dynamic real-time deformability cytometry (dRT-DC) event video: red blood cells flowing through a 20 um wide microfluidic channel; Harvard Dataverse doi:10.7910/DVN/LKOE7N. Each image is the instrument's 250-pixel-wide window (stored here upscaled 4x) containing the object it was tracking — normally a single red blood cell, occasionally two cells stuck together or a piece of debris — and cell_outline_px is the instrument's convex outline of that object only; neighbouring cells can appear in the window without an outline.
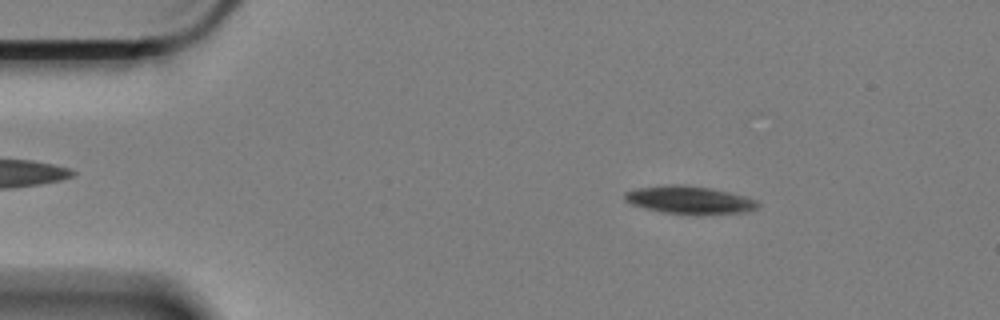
{"species": "Egyptian fruit bat (a non-hibernating species)", "species_latin": "Rousettus aegyptiacus", "temperature_condition": "cold", "stored_images_in_passage": 58, "camera_frame_rate_fps": 3000, "um_per_image_px": 0.085, "animal": {"sex": "female"}, "frame": {"image": 1, "passage_image": 7, "time_ms": 2.0, "image_size_px": [1000, 320], "cell_outline_px": [[760, 204], [756, 208], [748, 212], [664, 212], [644, 208], [632, 204], [624, 200], [624, 192], [640, 188], [672, 184], [684, 184], [712, 188], [760, 200]], "centroid_in_image_um": [58.6, 16.95], "position_along_channel_um": 26.4, "area_um2": 20.81}}
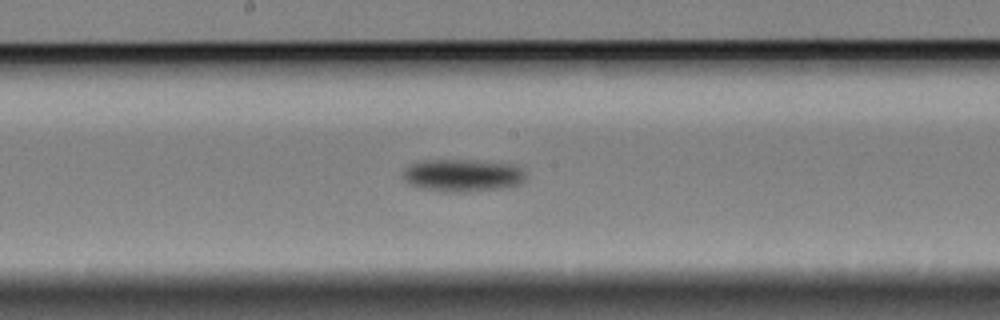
{"frame": {"image": 2, "passage_image": 29, "time_ms": 9.333, "image_size_px": [1000, 320], "cell_outline_px": [[528, 176], [524, 184], [500, 188], [468, 192], [444, 192], [420, 188], [408, 184], [400, 176], [404, 168], [408, 164], [420, 160], [472, 160], [520, 164], [528, 172]], "centroid_in_image_um": [39.37, 14.9], "position_along_channel_um": 208.8, "area_um2": 24.33}}
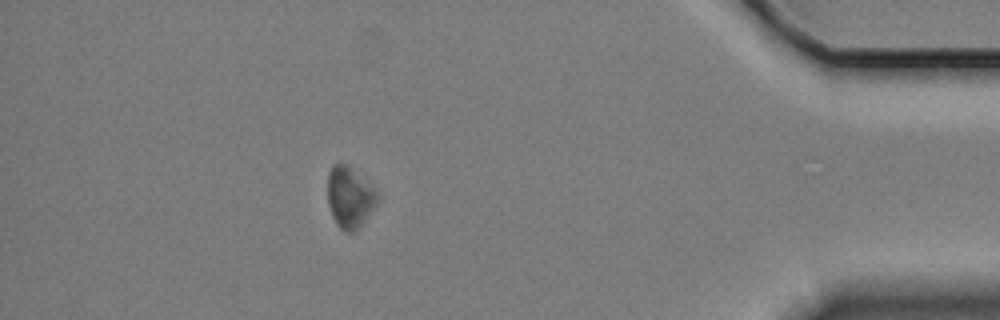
{"frame": {"image": 3, "passage_image": 51, "time_ms": 16.667, "image_size_px": [1000, 320], "cell_outline_px": [[380, 200], [356, 232], [344, 232], [336, 224], [332, 216], [328, 204], [328, 172], [332, 164], [348, 164], [380, 196]], "centroid_in_image_um": [29.72, 16.8], "position_along_channel_um": 405.5, "area_um2": 17.74}, "authors_computed_cell_mechanics": {"area_um2": 21.097, "velocity_mm_per_s": 3.3003, "shape_relaxation_time_tau1_ms": 1.1288, "shape_relaxation_time_tau2_ms": null, "deformation_change_tau1": 0.0618, "deformation_change_tau2": null}}